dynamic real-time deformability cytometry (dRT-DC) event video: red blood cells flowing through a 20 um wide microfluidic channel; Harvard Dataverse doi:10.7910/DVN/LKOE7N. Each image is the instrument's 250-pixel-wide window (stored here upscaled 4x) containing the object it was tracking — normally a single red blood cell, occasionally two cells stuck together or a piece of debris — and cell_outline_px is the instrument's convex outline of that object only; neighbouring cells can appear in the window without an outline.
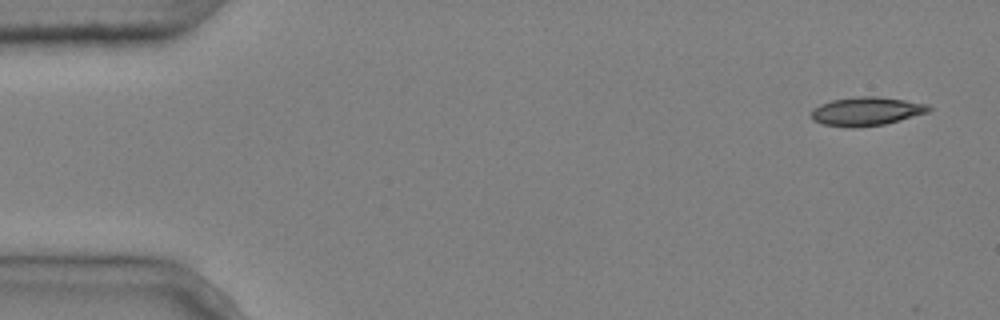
{"species": "common noctule bat (a hibernating species)", "species_latin": "Nyctalus noctula", "temperature_condition": "cold", "stored_images_in_passage": 6, "camera_frame_rate_fps": 3000, "um_per_image_px": 0.085, "animal": {"sex": "male", "body_mass_g": 20.4}, "frame": {"image": 1, "passage_image": 1, "time_ms": 0.0, "image_size_px": [1000, 320], "cell_outline_px": [[932, 108], [928, 112], [900, 120], [884, 124], [856, 128], [848, 128], [824, 124], [812, 120], [812, 108], [820, 104], [832, 100], [856, 96], [880, 96], [928, 104]], "centroid_in_image_um": [73.63, 9.46], "position_along_channel_um": 11.4, "area_um2": 19.71}}
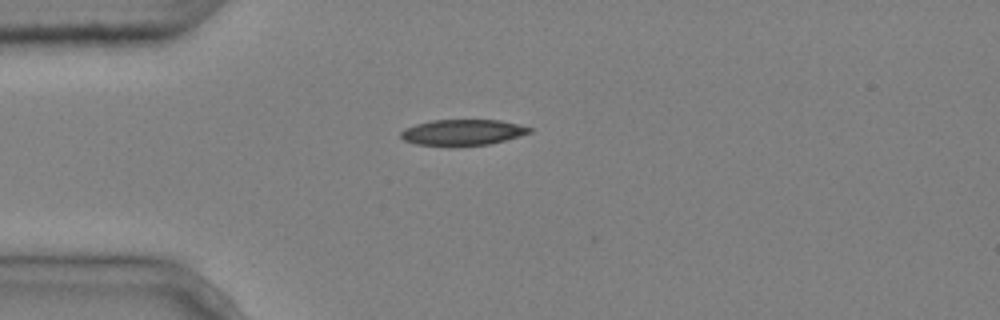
{"frame": {"image": 2, "passage_image": 4, "time_ms": 1.0, "image_size_px": [1000, 320], "cell_outline_px": [[532, 132], [520, 136], [488, 144], [448, 148], [416, 144], [404, 140], [400, 136], [400, 132], [404, 128], [416, 124], [432, 120], [500, 120], [532, 128]], "centroid_in_image_um": [39.27, 11.28], "position_along_channel_um": 45.7, "area_um2": 19.83}}